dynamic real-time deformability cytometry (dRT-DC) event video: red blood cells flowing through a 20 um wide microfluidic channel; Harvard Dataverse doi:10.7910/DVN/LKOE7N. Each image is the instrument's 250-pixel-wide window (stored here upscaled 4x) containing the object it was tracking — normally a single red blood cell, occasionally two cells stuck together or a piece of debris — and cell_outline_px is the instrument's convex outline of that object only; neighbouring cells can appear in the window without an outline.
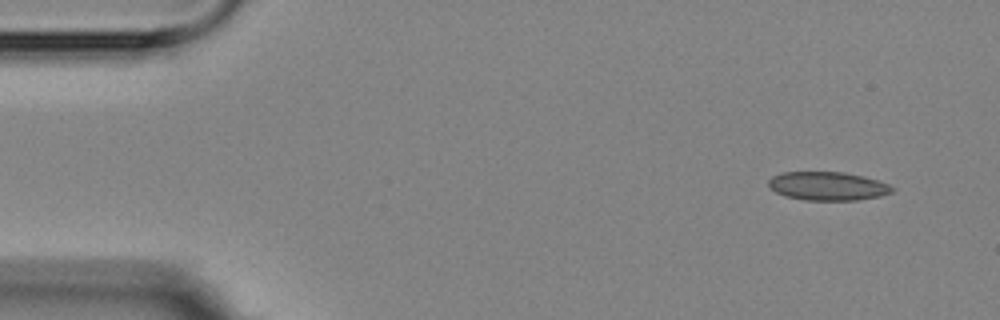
{"species": "Egyptian fruit bat (a non-hibernating species)", "species_latin": "Rousettus aegyptiacus", "temperature_condition": "room temperature", "stored_images_in_passage": 5, "camera_frame_rate_fps": 3000, "um_per_image_px": 0.085, "animal": {"sex": "female"}, "frame": {"image": 1, "passage_image": 1, "time_ms": 0.0, "image_size_px": [1000, 320], "cell_outline_px": [[896, 188], [892, 192], [880, 196], [856, 200], [804, 200], [784, 196], [768, 188], [768, 180], [772, 176], [780, 172], [844, 172], [864, 176], [888, 184]], "centroid_in_image_um": [70.32, 15.81], "position_along_channel_um": 14.7, "area_um2": 20.75}}
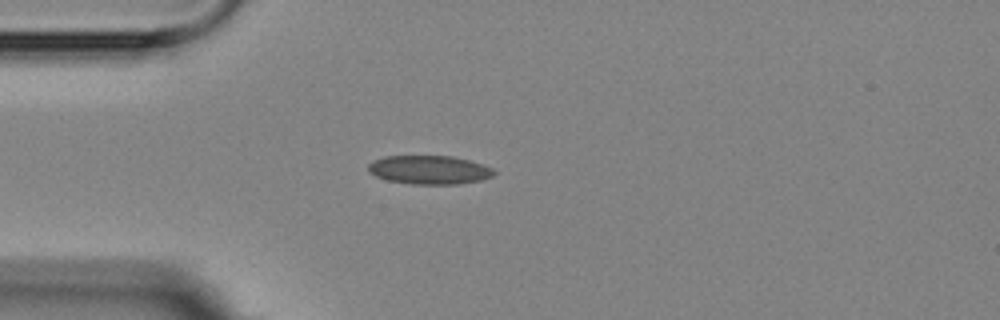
{"frame": {"image": 2, "passage_image": 4, "time_ms": 3.333, "image_size_px": [1000, 320], "cell_outline_px": [[496, 172], [492, 176], [480, 180], [456, 184], [412, 184], [388, 180], [376, 176], [368, 172], [368, 164], [372, 160], [384, 156], [452, 156], [484, 164], [492, 168]], "centroid_in_image_um": [36.47, 14.43], "position_along_channel_um": 48.5, "area_um2": 21.04}}